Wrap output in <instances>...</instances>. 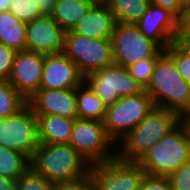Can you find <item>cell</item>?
Listing matches in <instances>:
<instances>
[{
    "instance_id": "1",
    "label": "cell",
    "mask_w": 190,
    "mask_h": 190,
    "mask_svg": "<svg viewBox=\"0 0 190 190\" xmlns=\"http://www.w3.org/2000/svg\"><path fill=\"white\" fill-rule=\"evenodd\" d=\"M31 168L52 184L78 180L90 174L91 165L68 144H39Z\"/></svg>"
},
{
    "instance_id": "2",
    "label": "cell",
    "mask_w": 190,
    "mask_h": 190,
    "mask_svg": "<svg viewBox=\"0 0 190 190\" xmlns=\"http://www.w3.org/2000/svg\"><path fill=\"white\" fill-rule=\"evenodd\" d=\"M155 107L178 113L190 110V88L178 72L174 58L164 50L157 58L149 86L145 90Z\"/></svg>"
},
{
    "instance_id": "3",
    "label": "cell",
    "mask_w": 190,
    "mask_h": 190,
    "mask_svg": "<svg viewBox=\"0 0 190 190\" xmlns=\"http://www.w3.org/2000/svg\"><path fill=\"white\" fill-rule=\"evenodd\" d=\"M180 123V115L174 111L155 107L121 140L116 158L138 162L153 145ZM119 150V151H118Z\"/></svg>"
},
{
    "instance_id": "4",
    "label": "cell",
    "mask_w": 190,
    "mask_h": 190,
    "mask_svg": "<svg viewBox=\"0 0 190 190\" xmlns=\"http://www.w3.org/2000/svg\"><path fill=\"white\" fill-rule=\"evenodd\" d=\"M190 159V139L180 122L151 147L138 162L148 176L169 177Z\"/></svg>"
},
{
    "instance_id": "5",
    "label": "cell",
    "mask_w": 190,
    "mask_h": 190,
    "mask_svg": "<svg viewBox=\"0 0 190 190\" xmlns=\"http://www.w3.org/2000/svg\"><path fill=\"white\" fill-rule=\"evenodd\" d=\"M153 108L152 98L145 90L136 95L120 97L106 108L103 125L107 134L118 144Z\"/></svg>"
},
{
    "instance_id": "6",
    "label": "cell",
    "mask_w": 190,
    "mask_h": 190,
    "mask_svg": "<svg viewBox=\"0 0 190 190\" xmlns=\"http://www.w3.org/2000/svg\"><path fill=\"white\" fill-rule=\"evenodd\" d=\"M62 52L77 65L84 77L114 63L111 39L88 38L72 30L64 34Z\"/></svg>"
},
{
    "instance_id": "7",
    "label": "cell",
    "mask_w": 190,
    "mask_h": 190,
    "mask_svg": "<svg viewBox=\"0 0 190 190\" xmlns=\"http://www.w3.org/2000/svg\"><path fill=\"white\" fill-rule=\"evenodd\" d=\"M114 143L107 134L103 122L79 118L74 119L69 144L90 165L114 159L116 153L111 152V146L113 147Z\"/></svg>"
},
{
    "instance_id": "8",
    "label": "cell",
    "mask_w": 190,
    "mask_h": 190,
    "mask_svg": "<svg viewBox=\"0 0 190 190\" xmlns=\"http://www.w3.org/2000/svg\"><path fill=\"white\" fill-rule=\"evenodd\" d=\"M84 82L107 107L120 97L136 95L143 91L130 75L128 68L115 63L86 75Z\"/></svg>"
},
{
    "instance_id": "9",
    "label": "cell",
    "mask_w": 190,
    "mask_h": 190,
    "mask_svg": "<svg viewBox=\"0 0 190 190\" xmlns=\"http://www.w3.org/2000/svg\"><path fill=\"white\" fill-rule=\"evenodd\" d=\"M111 41L114 63L126 68L164 51L133 24L116 23Z\"/></svg>"
},
{
    "instance_id": "10",
    "label": "cell",
    "mask_w": 190,
    "mask_h": 190,
    "mask_svg": "<svg viewBox=\"0 0 190 190\" xmlns=\"http://www.w3.org/2000/svg\"><path fill=\"white\" fill-rule=\"evenodd\" d=\"M146 173L139 162L114 158L91 165L94 190H140Z\"/></svg>"
},
{
    "instance_id": "11",
    "label": "cell",
    "mask_w": 190,
    "mask_h": 190,
    "mask_svg": "<svg viewBox=\"0 0 190 190\" xmlns=\"http://www.w3.org/2000/svg\"><path fill=\"white\" fill-rule=\"evenodd\" d=\"M0 146L32 158L39 141L37 117L28 104L18 113L0 119Z\"/></svg>"
},
{
    "instance_id": "12",
    "label": "cell",
    "mask_w": 190,
    "mask_h": 190,
    "mask_svg": "<svg viewBox=\"0 0 190 190\" xmlns=\"http://www.w3.org/2000/svg\"><path fill=\"white\" fill-rule=\"evenodd\" d=\"M44 64V54L17 51L8 82L28 100L40 89Z\"/></svg>"
},
{
    "instance_id": "13",
    "label": "cell",
    "mask_w": 190,
    "mask_h": 190,
    "mask_svg": "<svg viewBox=\"0 0 190 190\" xmlns=\"http://www.w3.org/2000/svg\"><path fill=\"white\" fill-rule=\"evenodd\" d=\"M64 34L50 15H43L26 24V50L44 55L62 52Z\"/></svg>"
},
{
    "instance_id": "14",
    "label": "cell",
    "mask_w": 190,
    "mask_h": 190,
    "mask_svg": "<svg viewBox=\"0 0 190 190\" xmlns=\"http://www.w3.org/2000/svg\"><path fill=\"white\" fill-rule=\"evenodd\" d=\"M27 104L35 115L61 116L69 119L77 118L75 89H42L40 88Z\"/></svg>"
},
{
    "instance_id": "15",
    "label": "cell",
    "mask_w": 190,
    "mask_h": 190,
    "mask_svg": "<svg viewBox=\"0 0 190 190\" xmlns=\"http://www.w3.org/2000/svg\"><path fill=\"white\" fill-rule=\"evenodd\" d=\"M84 82L77 65L63 52L45 55L42 89H75Z\"/></svg>"
},
{
    "instance_id": "16",
    "label": "cell",
    "mask_w": 190,
    "mask_h": 190,
    "mask_svg": "<svg viewBox=\"0 0 190 190\" xmlns=\"http://www.w3.org/2000/svg\"><path fill=\"white\" fill-rule=\"evenodd\" d=\"M147 37L166 50L177 36V18L168 10L150 3L145 14L135 24Z\"/></svg>"
},
{
    "instance_id": "17",
    "label": "cell",
    "mask_w": 190,
    "mask_h": 190,
    "mask_svg": "<svg viewBox=\"0 0 190 190\" xmlns=\"http://www.w3.org/2000/svg\"><path fill=\"white\" fill-rule=\"evenodd\" d=\"M116 20L105 1L98 0L72 31L93 39H112Z\"/></svg>"
},
{
    "instance_id": "18",
    "label": "cell",
    "mask_w": 190,
    "mask_h": 190,
    "mask_svg": "<svg viewBox=\"0 0 190 190\" xmlns=\"http://www.w3.org/2000/svg\"><path fill=\"white\" fill-rule=\"evenodd\" d=\"M35 116L39 144H68L70 142L74 119L52 115Z\"/></svg>"
},
{
    "instance_id": "19",
    "label": "cell",
    "mask_w": 190,
    "mask_h": 190,
    "mask_svg": "<svg viewBox=\"0 0 190 190\" xmlns=\"http://www.w3.org/2000/svg\"><path fill=\"white\" fill-rule=\"evenodd\" d=\"M98 0H56L50 16L67 32L88 13Z\"/></svg>"
},
{
    "instance_id": "20",
    "label": "cell",
    "mask_w": 190,
    "mask_h": 190,
    "mask_svg": "<svg viewBox=\"0 0 190 190\" xmlns=\"http://www.w3.org/2000/svg\"><path fill=\"white\" fill-rule=\"evenodd\" d=\"M26 24L10 11L0 12V44L16 51L26 50Z\"/></svg>"
},
{
    "instance_id": "21",
    "label": "cell",
    "mask_w": 190,
    "mask_h": 190,
    "mask_svg": "<svg viewBox=\"0 0 190 190\" xmlns=\"http://www.w3.org/2000/svg\"><path fill=\"white\" fill-rule=\"evenodd\" d=\"M77 118L103 122L107 106L83 82L76 88Z\"/></svg>"
},
{
    "instance_id": "22",
    "label": "cell",
    "mask_w": 190,
    "mask_h": 190,
    "mask_svg": "<svg viewBox=\"0 0 190 190\" xmlns=\"http://www.w3.org/2000/svg\"><path fill=\"white\" fill-rule=\"evenodd\" d=\"M115 16L116 23L135 25L145 14L151 0H104Z\"/></svg>"
},
{
    "instance_id": "23",
    "label": "cell",
    "mask_w": 190,
    "mask_h": 190,
    "mask_svg": "<svg viewBox=\"0 0 190 190\" xmlns=\"http://www.w3.org/2000/svg\"><path fill=\"white\" fill-rule=\"evenodd\" d=\"M30 167L31 162L27 155L0 146V175L19 179Z\"/></svg>"
},
{
    "instance_id": "24",
    "label": "cell",
    "mask_w": 190,
    "mask_h": 190,
    "mask_svg": "<svg viewBox=\"0 0 190 190\" xmlns=\"http://www.w3.org/2000/svg\"><path fill=\"white\" fill-rule=\"evenodd\" d=\"M27 105V100L8 82L0 79V119L18 113Z\"/></svg>"
},
{
    "instance_id": "25",
    "label": "cell",
    "mask_w": 190,
    "mask_h": 190,
    "mask_svg": "<svg viewBox=\"0 0 190 190\" xmlns=\"http://www.w3.org/2000/svg\"><path fill=\"white\" fill-rule=\"evenodd\" d=\"M157 58L158 56H152L127 67L130 75L143 88V90H146L150 84Z\"/></svg>"
},
{
    "instance_id": "26",
    "label": "cell",
    "mask_w": 190,
    "mask_h": 190,
    "mask_svg": "<svg viewBox=\"0 0 190 190\" xmlns=\"http://www.w3.org/2000/svg\"><path fill=\"white\" fill-rule=\"evenodd\" d=\"M8 11L25 23L43 16L37 0H12Z\"/></svg>"
},
{
    "instance_id": "27",
    "label": "cell",
    "mask_w": 190,
    "mask_h": 190,
    "mask_svg": "<svg viewBox=\"0 0 190 190\" xmlns=\"http://www.w3.org/2000/svg\"><path fill=\"white\" fill-rule=\"evenodd\" d=\"M166 51L174 58L176 67L181 77L190 81V52L180 43L173 42Z\"/></svg>"
},
{
    "instance_id": "28",
    "label": "cell",
    "mask_w": 190,
    "mask_h": 190,
    "mask_svg": "<svg viewBox=\"0 0 190 190\" xmlns=\"http://www.w3.org/2000/svg\"><path fill=\"white\" fill-rule=\"evenodd\" d=\"M52 183L31 167L18 179L17 190H52Z\"/></svg>"
},
{
    "instance_id": "29",
    "label": "cell",
    "mask_w": 190,
    "mask_h": 190,
    "mask_svg": "<svg viewBox=\"0 0 190 190\" xmlns=\"http://www.w3.org/2000/svg\"><path fill=\"white\" fill-rule=\"evenodd\" d=\"M168 179L173 190H190V159L174 171Z\"/></svg>"
},
{
    "instance_id": "30",
    "label": "cell",
    "mask_w": 190,
    "mask_h": 190,
    "mask_svg": "<svg viewBox=\"0 0 190 190\" xmlns=\"http://www.w3.org/2000/svg\"><path fill=\"white\" fill-rule=\"evenodd\" d=\"M16 53L15 49L0 44V79H9Z\"/></svg>"
},
{
    "instance_id": "31",
    "label": "cell",
    "mask_w": 190,
    "mask_h": 190,
    "mask_svg": "<svg viewBox=\"0 0 190 190\" xmlns=\"http://www.w3.org/2000/svg\"><path fill=\"white\" fill-rule=\"evenodd\" d=\"M186 36H190V3L185 4L177 19V36L175 41L180 43Z\"/></svg>"
},
{
    "instance_id": "32",
    "label": "cell",
    "mask_w": 190,
    "mask_h": 190,
    "mask_svg": "<svg viewBox=\"0 0 190 190\" xmlns=\"http://www.w3.org/2000/svg\"><path fill=\"white\" fill-rule=\"evenodd\" d=\"M140 190H173L168 177H153L145 175Z\"/></svg>"
},
{
    "instance_id": "33",
    "label": "cell",
    "mask_w": 190,
    "mask_h": 190,
    "mask_svg": "<svg viewBox=\"0 0 190 190\" xmlns=\"http://www.w3.org/2000/svg\"><path fill=\"white\" fill-rule=\"evenodd\" d=\"M91 188L92 180L90 174L78 180L52 185V190H90Z\"/></svg>"
},
{
    "instance_id": "34",
    "label": "cell",
    "mask_w": 190,
    "mask_h": 190,
    "mask_svg": "<svg viewBox=\"0 0 190 190\" xmlns=\"http://www.w3.org/2000/svg\"><path fill=\"white\" fill-rule=\"evenodd\" d=\"M151 3L168 10L177 19L180 17L181 11L185 6L183 0H151Z\"/></svg>"
},
{
    "instance_id": "35",
    "label": "cell",
    "mask_w": 190,
    "mask_h": 190,
    "mask_svg": "<svg viewBox=\"0 0 190 190\" xmlns=\"http://www.w3.org/2000/svg\"><path fill=\"white\" fill-rule=\"evenodd\" d=\"M18 179L0 175V190H17Z\"/></svg>"
},
{
    "instance_id": "36",
    "label": "cell",
    "mask_w": 190,
    "mask_h": 190,
    "mask_svg": "<svg viewBox=\"0 0 190 190\" xmlns=\"http://www.w3.org/2000/svg\"><path fill=\"white\" fill-rule=\"evenodd\" d=\"M56 0H37V4L43 15H50Z\"/></svg>"
},
{
    "instance_id": "37",
    "label": "cell",
    "mask_w": 190,
    "mask_h": 190,
    "mask_svg": "<svg viewBox=\"0 0 190 190\" xmlns=\"http://www.w3.org/2000/svg\"><path fill=\"white\" fill-rule=\"evenodd\" d=\"M180 122L185 126L188 138L190 139V110L180 116Z\"/></svg>"
},
{
    "instance_id": "38",
    "label": "cell",
    "mask_w": 190,
    "mask_h": 190,
    "mask_svg": "<svg viewBox=\"0 0 190 190\" xmlns=\"http://www.w3.org/2000/svg\"><path fill=\"white\" fill-rule=\"evenodd\" d=\"M12 0H0V12H5L9 10Z\"/></svg>"
},
{
    "instance_id": "39",
    "label": "cell",
    "mask_w": 190,
    "mask_h": 190,
    "mask_svg": "<svg viewBox=\"0 0 190 190\" xmlns=\"http://www.w3.org/2000/svg\"><path fill=\"white\" fill-rule=\"evenodd\" d=\"M180 44L190 52V36H186Z\"/></svg>"
},
{
    "instance_id": "40",
    "label": "cell",
    "mask_w": 190,
    "mask_h": 190,
    "mask_svg": "<svg viewBox=\"0 0 190 190\" xmlns=\"http://www.w3.org/2000/svg\"><path fill=\"white\" fill-rule=\"evenodd\" d=\"M185 4L190 3V0H183Z\"/></svg>"
}]
</instances>
